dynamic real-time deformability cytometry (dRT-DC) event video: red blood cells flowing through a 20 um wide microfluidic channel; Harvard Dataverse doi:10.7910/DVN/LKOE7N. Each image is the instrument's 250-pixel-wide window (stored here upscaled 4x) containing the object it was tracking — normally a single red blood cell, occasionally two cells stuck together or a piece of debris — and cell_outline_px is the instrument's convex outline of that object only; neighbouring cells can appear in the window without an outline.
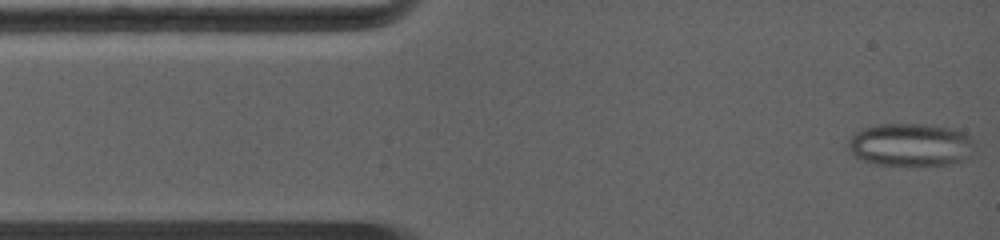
{"species": "common noctule bat (a hibernating species)", "species_latin": "Nyctalus noctula", "temperature_condition": "warm", "stored_images_in_passage": 72, "camera_frame_rate_fps": 5000, "um_per_image_px": 0.085, "animal": {"sex": "female", "body_mass_g": 19.0, "forearm_length_mm": 56.7}, "frame": {"image": 1, "passage_image": 1, "time_ms": 0.0, "image_size_px": [1000, 240], "cell_outline_px": [[980, 156], [960, 164], [876, 164], [852, 156], [848, 152], [848, 148], [852, 140], [860, 132], [868, 128], [940, 128], [956, 132]], "centroid_in_image_um": [77.45, 12.46], "position_along_channel_um": 7.6, "area_um2": 28.73}}
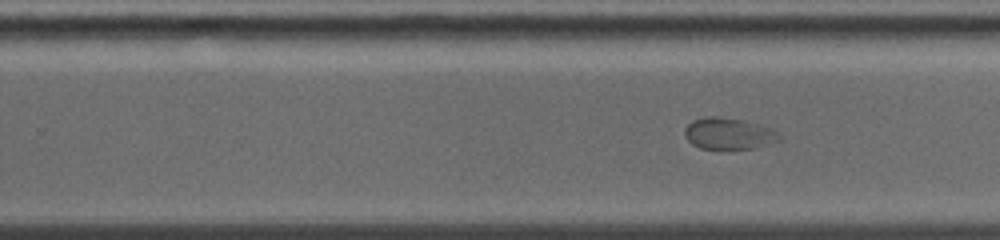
{"frame": {"image": 2, "passage_image": 38, "time_ms": 7.4, "image_size_px": [1000, 240], "cell_outline_px": [[780, 140], [752, 148], [700, 148], [692, 144], [684, 136], [684, 128], [692, 120], [708, 116], [720, 116], [740, 120], [756, 124], [768, 128], [776, 132], [780, 136]], "centroid_in_image_um": [61.86, 11.34], "position_along_channel_um": 267.9, "area_um2": 16.94}}
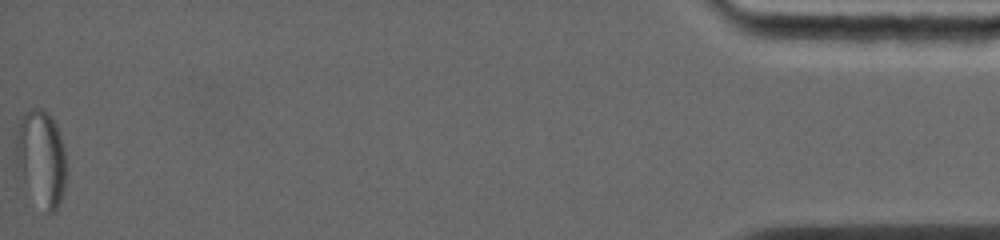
{"frame": {"image": 3, "passage_image": 72, "time_ms": 14.2, "image_size_px": [1000, 240], "cell_outline_px": [[64, 188], [60, 204], [52, 212], [44, 216], [24, 176], [16, 152], [20, 124], [24, 112], [32, 108], [40, 108], [48, 112], [56, 128], [64, 152]], "centroid_in_image_um": [3.54, 13.47], "position_along_channel_um": 431.7, "area_um2": 26.47}}